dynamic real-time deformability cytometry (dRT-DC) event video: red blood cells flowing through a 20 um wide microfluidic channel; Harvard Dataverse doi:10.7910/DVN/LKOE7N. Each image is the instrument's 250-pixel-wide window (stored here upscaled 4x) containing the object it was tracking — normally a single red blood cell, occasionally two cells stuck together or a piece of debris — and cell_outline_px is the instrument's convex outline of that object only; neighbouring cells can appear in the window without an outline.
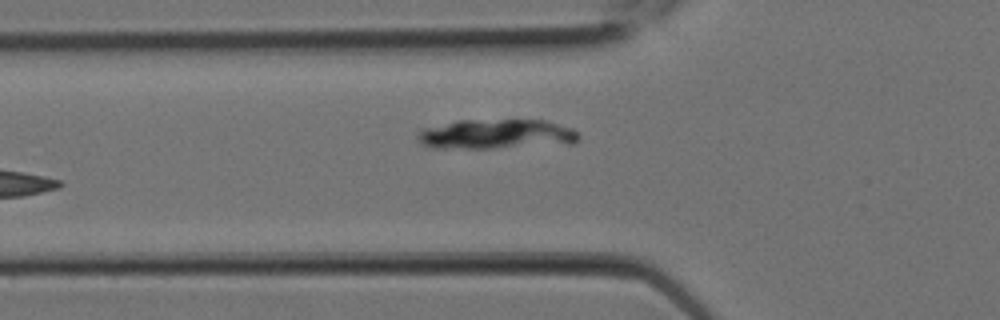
{"species": "Egyptian fruit bat (a non-hibernating species)", "species_latin": "Rousettus aegyptiacus", "temperature_condition": "room temperature", "stored_images_in_passage": 8, "camera_frame_rate_fps": 3000, "um_per_image_px": 0.085, "animal": {"sex": "female"}, "frame": {"image": 1, "passage_image": 8, "time_ms": 2.333, "image_size_px": [1000, 320], "cell_outline_px": [[580, 140], [572, 144], [496, 148], [428, 148], [420, 144], [416, 136], [420, 128], [456, 120], [544, 120], [572, 128], [580, 136]], "centroid_in_image_um": [42.14, 11.41], "position_along_channel_um": 83.7, "area_um2": 28.5}}